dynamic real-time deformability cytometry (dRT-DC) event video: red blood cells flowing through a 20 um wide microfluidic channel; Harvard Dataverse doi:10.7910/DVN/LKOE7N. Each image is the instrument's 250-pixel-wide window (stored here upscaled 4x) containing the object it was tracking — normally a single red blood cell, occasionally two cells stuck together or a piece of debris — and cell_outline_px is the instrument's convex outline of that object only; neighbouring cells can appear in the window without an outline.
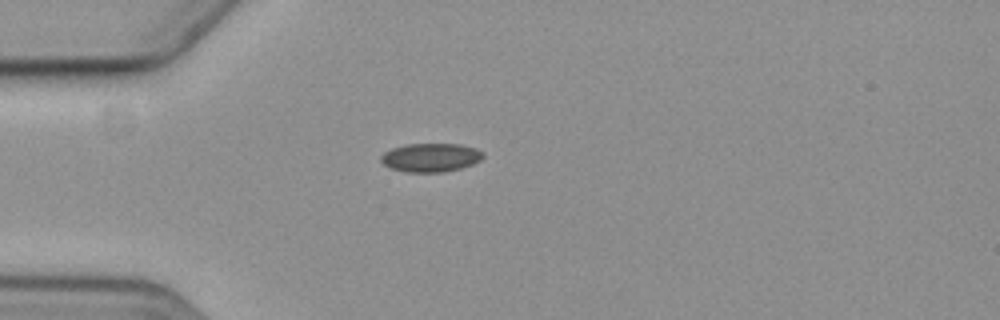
{"species": "common noctule bat (a hibernating species)", "species_latin": "Nyctalus noctula", "temperature_condition": "cold", "stored_images_in_passage": 2, "camera_frame_rate_fps": 3000, "um_per_image_px": 0.085, "animal": {"sex": "female", "body_mass_g": 19.3, "forearm_length_mm": 54.1}, "frame": {"image": 1, "passage_image": 1, "time_ms": 0.0, "image_size_px": [1000, 320], "cell_outline_px": [[484, 156], [480, 160], [472, 164], [460, 168], [444, 172], [408, 172], [388, 168], [380, 160], [380, 156], [384, 152], [392, 148], [408, 144], [460, 144], [476, 148], [484, 152]], "centroid_in_image_um": [36.6, 13.39], "position_along_channel_um": 48.4, "area_um2": 17.11}}